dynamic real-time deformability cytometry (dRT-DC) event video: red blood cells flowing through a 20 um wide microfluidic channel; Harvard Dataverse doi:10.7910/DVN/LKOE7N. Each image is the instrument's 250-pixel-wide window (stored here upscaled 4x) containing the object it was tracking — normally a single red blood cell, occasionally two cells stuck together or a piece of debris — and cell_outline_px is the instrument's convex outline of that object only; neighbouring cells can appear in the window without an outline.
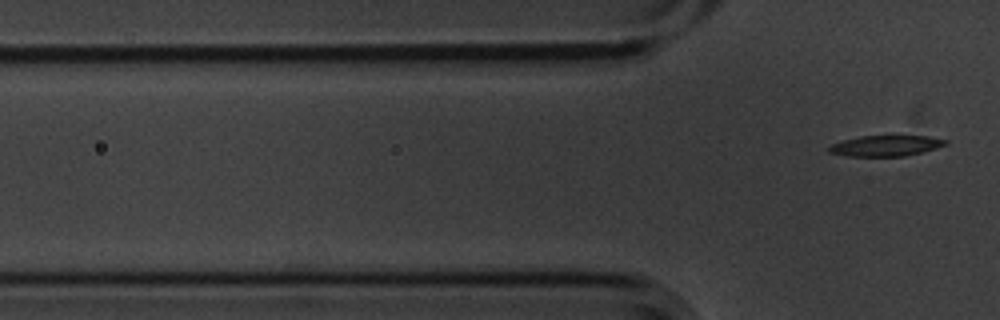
{"species": "common noctule bat (a hibernating species)", "species_latin": "Nyctalus noctula", "temperature_condition": "cold", "stored_images_in_passage": 3, "segment_of_instrument_passage": [2, 2], "camera_frame_rate_fps": 3000, "um_per_image_px": 0.085, "animal": {"sex": "male", "body_mass_g": 20.1, "forearm_length_mm": 53.5}, "frame": {"image": 1, "passage_image": 3, "time_ms": 0.667, "image_size_px": [1000, 320], "cell_outline_px": [[948, 144], [924, 152], [904, 156], [844, 156], [828, 152], [828, 148], [832, 144], [844, 140], [860, 136], [928, 136], [948, 140]], "centroid_in_image_um": [75.31, 12.39], "position_along_channel_um": 50.5, "area_um2": 14.1}}